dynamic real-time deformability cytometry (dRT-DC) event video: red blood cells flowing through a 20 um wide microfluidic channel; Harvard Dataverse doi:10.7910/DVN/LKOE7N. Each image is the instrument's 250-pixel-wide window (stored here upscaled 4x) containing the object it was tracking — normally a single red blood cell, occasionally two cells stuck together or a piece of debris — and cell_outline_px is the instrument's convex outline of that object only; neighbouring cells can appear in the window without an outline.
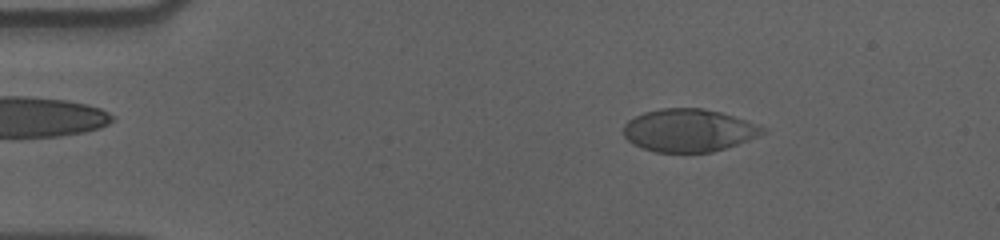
{"species": "human", "species_latin": "Homo sapiens", "temperature_condition": "cold", "stored_images_in_passage": 56, "camera_frame_rate_fps": 3000, "um_per_image_px": 0.085, "donor": {"sex": "male"}, "frame": {"image": 1, "passage_image": 8, "time_ms": 2.333, "image_size_px": [1000, 240], "cell_outline_px": [[764, 132], [756, 136], [736, 144], [712, 152], [656, 152], [632, 144], [624, 136], [624, 124], [628, 120], [644, 112], [660, 108], [704, 108], [720, 112], [744, 120], [764, 128]], "centroid_in_image_um": [58.47, 11.07], "position_along_channel_um": 26.5, "area_um2": 34.16}}
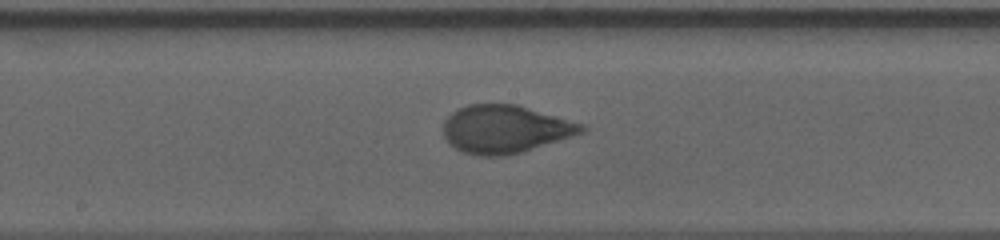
{"frame": {"image": 2, "passage_image": 29, "time_ms": 9.333, "image_size_px": [1000, 240], "cell_outline_px": [[588, 128], [584, 132], [524, 152], [504, 156], [480, 156], [464, 152], [448, 144], [444, 136], [444, 120], [452, 112], [468, 104], [516, 104], [584, 124]], "centroid_in_image_um": [42.94, 10.98], "position_along_channel_um": 205.3, "area_um2": 38.67}}
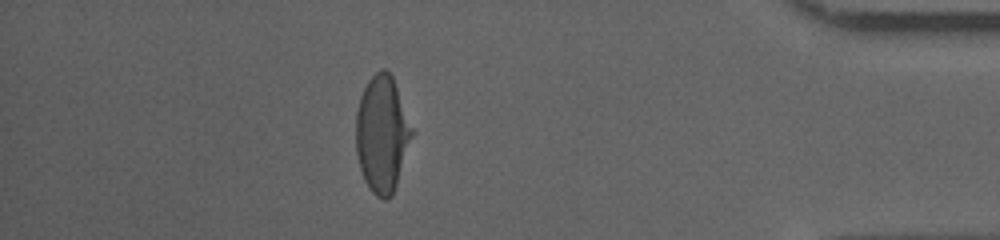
{"frame": {"image": 3, "passage_image": 49, "time_ms": 16.0, "image_size_px": [1000, 240], "cell_outline_px": [[412, 136], [392, 196], [388, 200], [384, 200], [376, 196], [368, 188], [364, 180], [360, 168], [356, 152], [356, 112], [360, 96], [368, 80], [380, 68], [384, 68], [392, 76], [412, 128]], "centroid_in_image_um": [32.44, 11.41], "position_along_channel_um": 402.8, "area_um2": 37.63}, "authors_computed_cell_mechanics": {"area_um2": 38.1191, "velocity_mm_per_s": 3.5684, "shape_relaxation_time_tau1_ms": 5.8736, "shape_relaxation_time_tau2_ms": null, "deformation_change_tau1": 0.1996, "deformation_change_tau2": null}}